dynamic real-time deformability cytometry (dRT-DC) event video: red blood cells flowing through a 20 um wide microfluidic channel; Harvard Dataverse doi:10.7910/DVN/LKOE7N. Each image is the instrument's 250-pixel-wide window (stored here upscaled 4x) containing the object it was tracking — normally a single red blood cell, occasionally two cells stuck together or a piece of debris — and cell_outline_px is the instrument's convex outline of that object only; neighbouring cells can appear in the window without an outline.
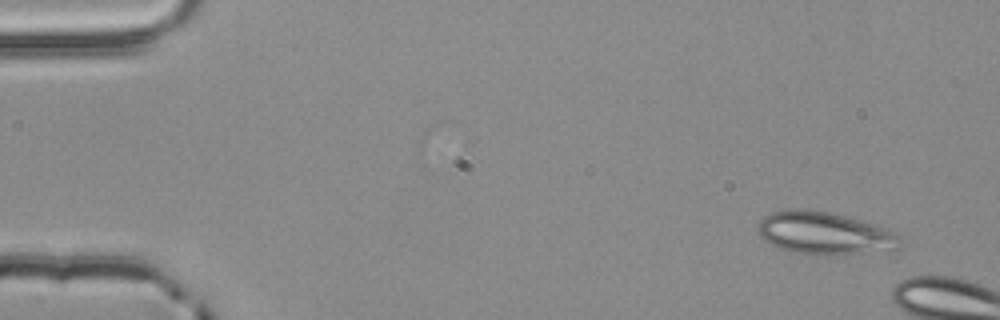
{"species": "common noctule bat (a hibernating species)", "species_latin": "Nyctalus noctula", "temperature_condition": "room temperature", "stored_images_in_passage": 5, "camera_frame_rate_fps": 3000, "um_per_image_px": 0.085, "animal": {"sex": "male", "body_mass_g": 20.4}, "frame": {"image": 1, "passage_image": 1, "time_ms": 0.0, "image_size_px": [1000, 320], "cell_outline_px": [[904, 244], [900, 248], [852, 252], [800, 252], [784, 248], [772, 244], [764, 240], [760, 236], [756, 228], [760, 220], [764, 216], [772, 212], [796, 208], [800, 208], [828, 212], [876, 224], [888, 228], [896, 232]], "centroid_in_image_um": [70.08, 19.75], "position_along_channel_um": 14.9, "area_um2": 33.99}}